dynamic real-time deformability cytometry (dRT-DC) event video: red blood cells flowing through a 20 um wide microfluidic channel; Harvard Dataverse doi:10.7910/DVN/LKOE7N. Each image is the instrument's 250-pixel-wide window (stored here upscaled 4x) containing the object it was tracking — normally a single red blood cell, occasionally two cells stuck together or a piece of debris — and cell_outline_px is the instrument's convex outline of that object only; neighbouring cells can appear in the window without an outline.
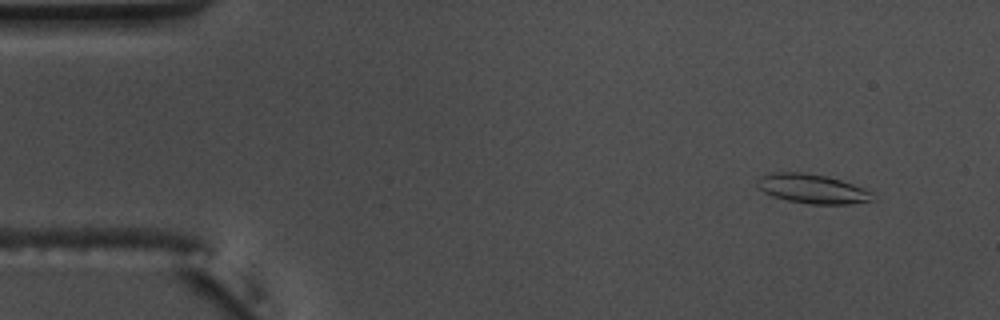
{"species": "common noctule bat (a hibernating species)", "species_latin": "Nyctalus noctula", "temperature_condition": "warm", "stored_images_in_passage": 55, "camera_frame_rate_fps": 3000, "um_per_image_px": 0.085, "animal": {"sex": "male", "body_mass_g": 17.5, "forearm_length_mm": 52.3}, "frame": {"image": 1, "passage_image": 5, "time_ms": 1.333, "image_size_px": [1000, 320], "cell_outline_px": [[876, 200], [848, 204], [808, 204], [788, 200], [772, 196], [764, 192], [756, 184], [756, 180], [772, 172], [804, 172], [824, 176], [840, 180], [864, 188], [872, 192]], "centroid_in_image_um": [69.07, 16.05], "position_along_channel_um": 15.9, "area_um2": 19.59}}
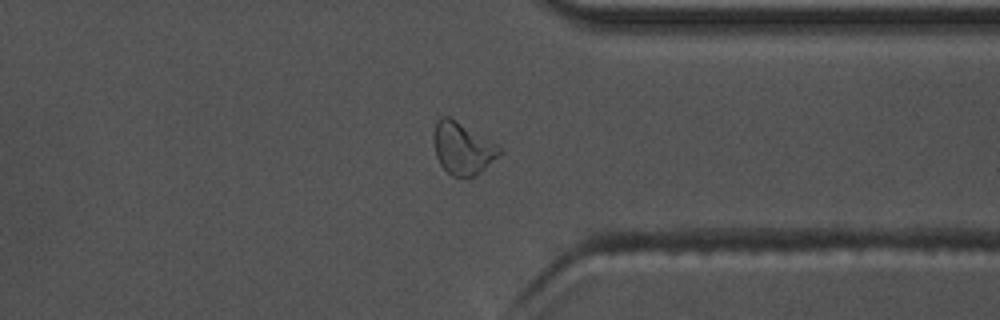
{"frame": {"image": 2, "passage_image": 42, "time_ms": 13.667, "image_size_px": [1000, 320], "cell_outline_px": [[504, 148], [484, 168], [468, 180], [452, 176], [440, 164], [436, 156], [432, 136], [436, 120], [440, 116], [448, 116], [456, 120]], "centroid_in_image_um": [39.27, 12.6], "position_along_channel_um": 372.1, "area_um2": 20.0}}
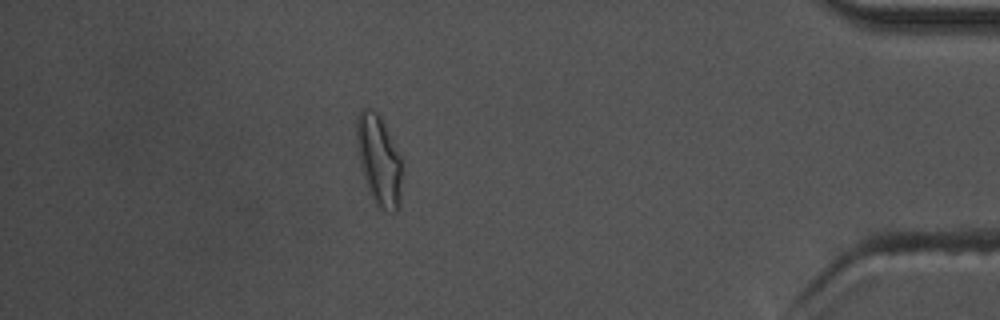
{"frame": {"image": 3, "passage_image": 48, "time_ms": 15.667, "image_size_px": [1000, 320], "cell_outline_px": [[404, 172], [400, 208], [396, 212], [392, 212], [380, 208], [376, 204], [368, 192], [360, 164], [356, 148], [356, 116], [360, 108], [372, 108], [380, 116], [404, 160]], "centroid_in_image_um": [32.25, 13.63], "position_along_channel_um": 403.0, "area_um2": 25.09}, "authors_computed_cell_mechanics": {"area_um2": 18.785, "velocity_mm_per_s": 3.7462, "shape_relaxation_time_tau1_ms": 7.2837, "shape_relaxation_time_tau2_ms": 1.8562, "deformation_change_tau1": 0.1866, "deformation_change_tau2": 0.0859}}